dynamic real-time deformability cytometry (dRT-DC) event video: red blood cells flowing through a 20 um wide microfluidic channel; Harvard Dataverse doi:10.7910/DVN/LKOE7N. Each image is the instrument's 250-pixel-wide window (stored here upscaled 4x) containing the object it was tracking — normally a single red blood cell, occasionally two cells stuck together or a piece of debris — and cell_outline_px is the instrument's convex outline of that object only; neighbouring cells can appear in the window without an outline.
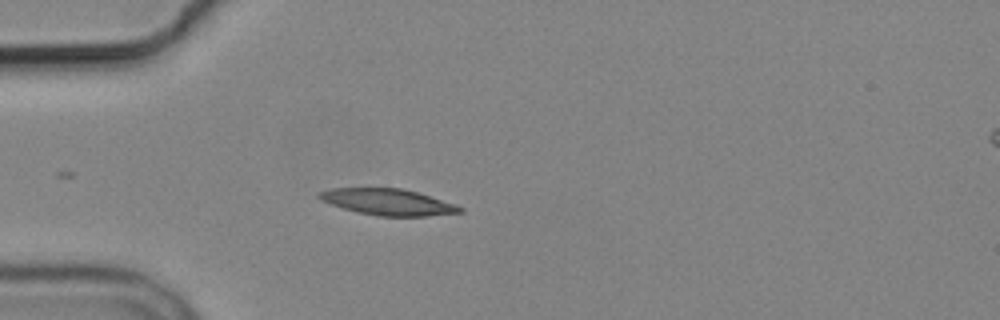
{"species": "common noctule bat (a hibernating species)", "species_latin": "Nyctalus noctula", "temperature_condition": "cold", "stored_images_in_passage": 1, "camera_frame_rate_fps": 3000, "um_per_image_px": 0.085, "animal": {"sex": "male", "body_mass_g": 19.2, "forearm_length_mm": 51.8}, "frame": {"image": 1, "passage_image": 1, "time_ms": 0.0, "image_size_px": [1000, 320], "cell_outline_px": [[464, 212], [428, 216], [376, 216], [356, 212], [320, 200], [316, 196], [320, 192], [332, 188], [400, 188], [416, 192], [464, 208]], "centroid_in_image_um": [32.94, 17.18], "position_along_channel_um": 52.1, "area_um2": 21.27}}